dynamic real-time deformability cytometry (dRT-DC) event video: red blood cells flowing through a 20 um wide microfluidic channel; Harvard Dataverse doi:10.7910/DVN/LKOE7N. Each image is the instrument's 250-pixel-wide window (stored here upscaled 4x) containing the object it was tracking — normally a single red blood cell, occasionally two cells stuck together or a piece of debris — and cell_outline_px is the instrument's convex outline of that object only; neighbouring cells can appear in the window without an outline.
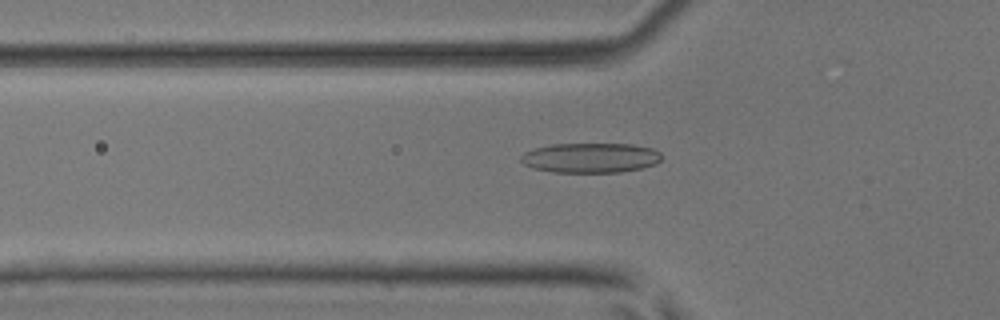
{"species": "common noctule bat (a hibernating species)", "species_latin": "Nyctalus noctula", "temperature_condition": "room temperature", "stored_images_in_passage": 51, "camera_frame_rate_fps": 3000, "um_per_image_px": 0.085, "animal": {"sex": "male", "body_mass_g": 17.9, "forearm_length_mm": 54.2}, "frame": {"image": 1, "passage_image": 18, "time_ms": 5.667, "image_size_px": [1000, 320], "cell_outline_px": [[660, 160], [656, 164], [640, 168], [620, 172], [552, 172], [532, 168], [524, 164], [520, 160], [520, 156], [524, 152], [532, 148], [552, 144], [632, 144], [652, 148], [660, 152]], "centroid_in_image_um": [50.15, 13.41], "position_along_channel_um": 75.6, "area_um2": 24.57}}
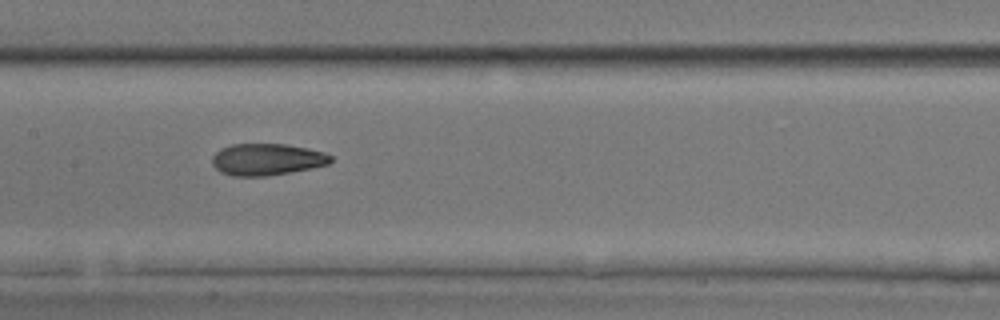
{"frame": {"image": 2, "passage_image": 26, "time_ms": 8.333, "image_size_px": [1000, 320], "cell_outline_px": [[332, 160], [328, 164], [312, 168], [268, 176], [232, 176], [220, 172], [212, 164], [212, 156], [220, 148], [232, 144], [284, 144], [308, 148], [324, 152], [332, 156]], "centroid_in_image_um": [22.67, 13.55], "position_along_channel_um": 184.7, "area_um2": 22.02}}
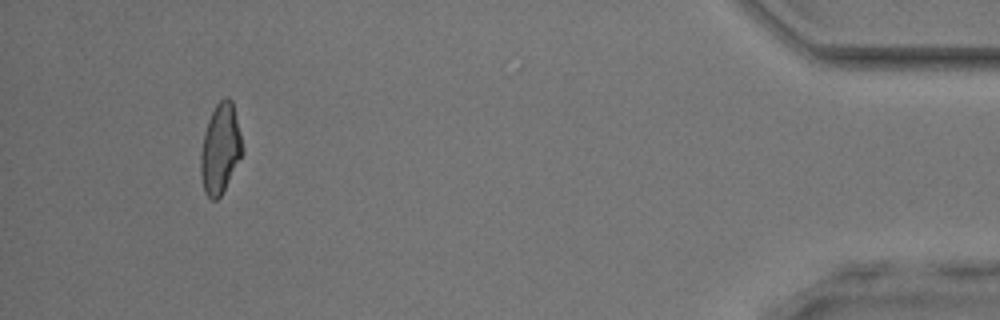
{"frame": {"image": 3, "passage_image": 48, "time_ms": 15.667, "image_size_px": [1000, 320], "cell_outline_px": [[244, 152], [220, 196], [216, 200], [212, 200], [204, 192], [200, 176], [200, 156], [204, 132], [208, 120], [216, 104], [224, 96], [228, 96], [232, 100], [244, 148]], "centroid_in_image_um": [18.72, 12.63], "position_along_channel_um": 416.5, "area_um2": 21.91}, "authors_computed_cell_mechanics": {"area_um2": 22.253, "velocity_mm_per_s": 4.0787, "shape_relaxation_time_tau1_ms": 7.5551, "shape_relaxation_time_tau2_ms": 1.797, "deformation_change_tau1": 0.2246, "deformation_change_tau2": 0.0867}}